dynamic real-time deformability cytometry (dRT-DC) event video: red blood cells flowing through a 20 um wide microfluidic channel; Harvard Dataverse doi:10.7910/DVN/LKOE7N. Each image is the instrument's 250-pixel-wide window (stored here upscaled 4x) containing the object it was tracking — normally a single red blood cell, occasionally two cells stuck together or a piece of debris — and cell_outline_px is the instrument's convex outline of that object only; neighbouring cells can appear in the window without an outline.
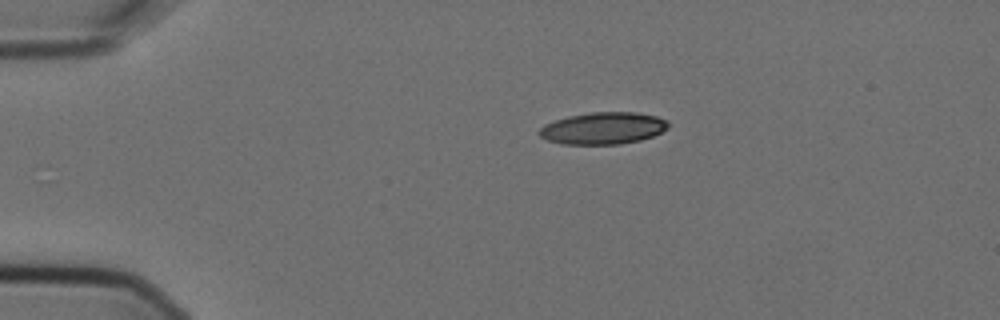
{"species": "Egyptian fruit bat (a non-hibernating species)", "species_latin": "Rousettus aegyptiacus", "temperature_condition": "cold", "stored_images_in_passage": 4, "camera_frame_rate_fps": 3000, "um_per_image_px": 0.085, "animal": {"sex": "female"}, "frame": {"image": 1, "passage_image": 1, "time_ms": 0.0, "image_size_px": [1000, 320], "cell_outline_px": [[668, 128], [652, 136], [640, 140], [620, 144], [564, 144], [548, 140], [540, 136], [536, 132], [544, 124], [568, 116], [592, 112], [636, 112], [656, 116], [668, 120]], "centroid_in_image_um": [51.26, 10.89], "position_along_channel_um": 33.7, "area_um2": 23.99}}
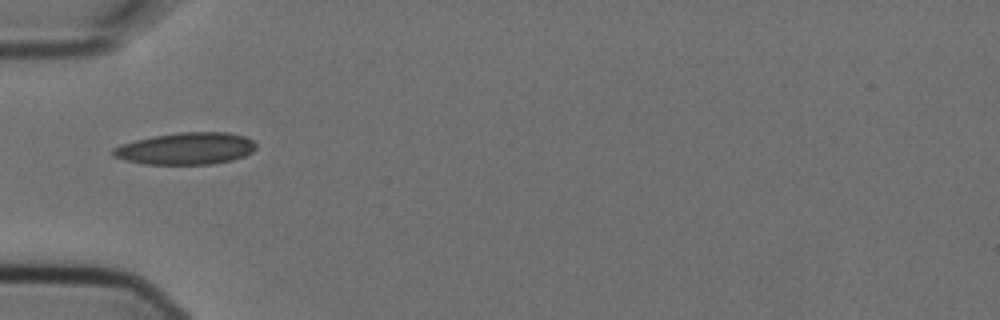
{"frame": {"image": 2, "passage_image": 3, "time_ms": 0.667, "image_size_px": [1000, 320], "cell_outline_px": [[256, 148], [252, 152], [244, 156], [232, 160], [212, 164], [144, 164], [124, 160], [112, 156], [112, 148], [120, 144], [152, 136], [180, 132], [228, 132], [244, 136], [252, 140], [256, 144]], "centroid_in_image_um": [15.79, 12.62], "position_along_channel_um": 69.2, "area_um2": 26.76}}
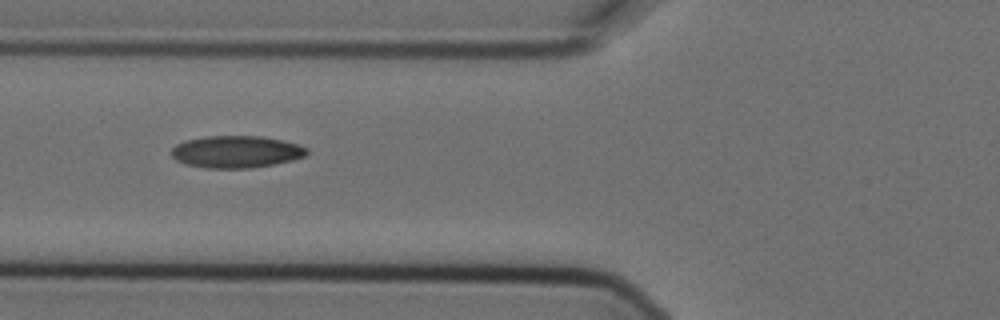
{"frame": {"image": 3, "passage_image": 4, "time_ms": 1.0, "image_size_px": [1000, 320], "cell_outline_px": [[308, 152], [304, 156], [292, 160], [252, 168], [204, 168], [184, 164], [176, 160], [172, 156], [172, 148], [176, 144], [184, 140], [208, 136], [260, 136], [280, 140], [296, 144], [308, 148]], "centroid_in_image_um": [20.03, 12.9], "position_along_channel_um": 105.8, "area_um2": 25.26}}